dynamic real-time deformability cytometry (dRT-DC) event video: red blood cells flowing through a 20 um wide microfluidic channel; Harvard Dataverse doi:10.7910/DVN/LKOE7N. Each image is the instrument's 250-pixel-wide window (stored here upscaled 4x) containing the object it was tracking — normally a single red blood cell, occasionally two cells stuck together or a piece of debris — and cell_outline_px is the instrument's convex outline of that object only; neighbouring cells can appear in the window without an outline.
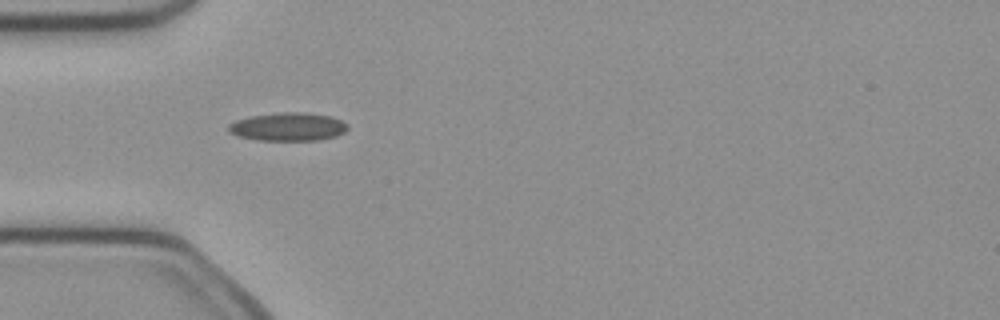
{"species": "common noctule bat (a hibernating species)", "species_latin": "Nyctalus noctula", "temperature_condition": "cold", "stored_images_in_passage": 36, "camera_frame_rate_fps": 3000, "um_per_image_px": 0.085, "animal": {"sex": "female", "body_mass_g": 21.9}, "frame": {"image": 1, "passage_image": 1, "time_ms": 0.0, "image_size_px": [1000, 320], "cell_outline_px": [[348, 128], [344, 132], [336, 136], [316, 140], [256, 140], [236, 136], [228, 132], [228, 124], [236, 120], [252, 116], [280, 112], [304, 112], [332, 116], [348, 124]], "centroid_in_image_um": [24.47, 10.77], "position_along_channel_um": 60.5, "area_um2": 19.71}}
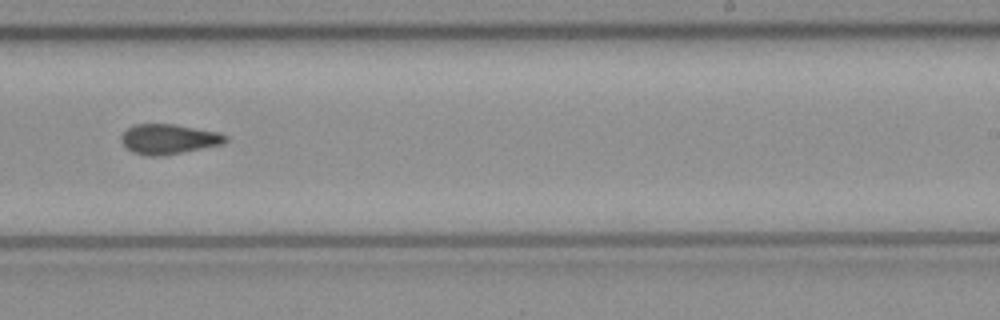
{"frame": {"image": 2, "passage_image": 17, "time_ms": 5.333, "image_size_px": [1000, 320], "cell_outline_px": [[228, 140], [224, 144], [184, 152], [160, 156], [144, 156], [132, 152], [124, 148], [120, 140], [120, 136], [128, 128], [136, 124], [172, 124], [220, 132], [228, 136]], "centroid_in_image_um": [14.33, 11.83], "position_along_channel_um": 274.7, "area_um2": 18.5}}
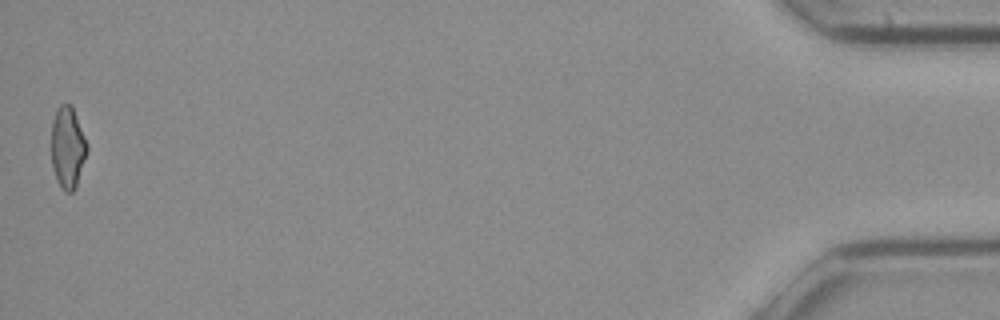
{"frame": {"image": 3, "passage_image": 36, "time_ms": 11.667, "image_size_px": [1000, 320], "cell_outline_px": [[88, 152], [76, 188], [72, 192], [64, 192], [56, 180], [52, 164], [52, 120], [56, 108], [60, 104], [72, 104], [88, 144]], "centroid_in_image_um": [5.77, 12.53], "position_along_channel_um": 429.4, "area_um2": 17.34}, "authors_computed_cell_mechanics": {"area_um2": 17.9758, "velocity_mm_per_s": 4.0425, "shape_relaxation_time_tau1_ms": null, "shape_relaxation_time_tau2_ms": 2.2234, "deformation_change_tau1": null, "deformation_change_tau2": 0.0827}}